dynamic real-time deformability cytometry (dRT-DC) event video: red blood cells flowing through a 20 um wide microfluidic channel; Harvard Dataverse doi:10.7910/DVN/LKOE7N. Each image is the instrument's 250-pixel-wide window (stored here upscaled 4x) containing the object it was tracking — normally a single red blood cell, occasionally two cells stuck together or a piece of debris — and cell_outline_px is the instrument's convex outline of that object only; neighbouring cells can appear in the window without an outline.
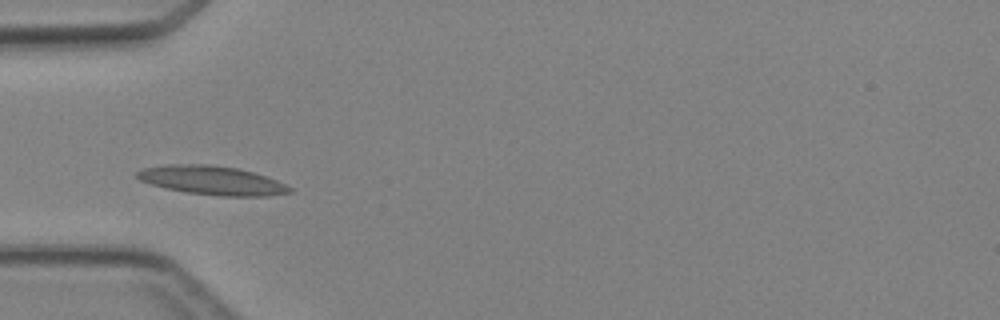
{"species": "Egyptian fruit bat (a non-hibernating species)", "species_latin": "Rousettus aegyptiacus", "temperature_condition": "cold", "stored_images_in_passage": 6, "camera_frame_rate_fps": 3000, "um_per_image_px": 0.085, "animal": {"sex": "female"}, "frame": {"image": 1, "passage_image": 5, "time_ms": 5.667, "image_size_px": [1000, 320], "cell_outline_px": [[292, 192], [268, 196], [220, 196], [188, 192], [168, 188], [152, 184], [140, 180], [136, 176], [136, 172], [144, 168], [164, 164], [212, 164], [240, 168], [276, 180], [292, 188]], "centroid_in_image_um": [18.03, 15.32], "position_along_channel_um": 67.0, "area_um2": 25.55}}
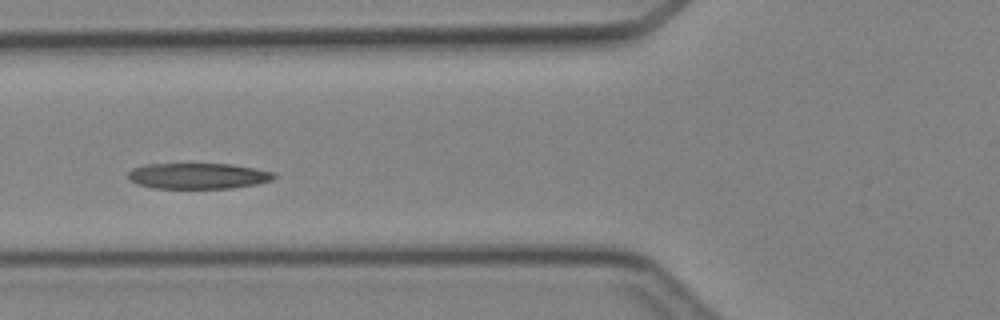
{"frame": {"image": 2, "passage_image": 6, "time_ms": 6.667, "image_size_px": [1000, 320], "cell_outline_px": [[276, 176], [272, 180], [256, 184], [232, 188], [152, 188], [128, 180], [128, 172], [132, 168], [148, 164], [232, 164], [256, 168], [276, 172]], "centroid_in_image_um": [16.86, 14.95], "position_along_channel_um": 108.9, "area_um2": 22.02}}